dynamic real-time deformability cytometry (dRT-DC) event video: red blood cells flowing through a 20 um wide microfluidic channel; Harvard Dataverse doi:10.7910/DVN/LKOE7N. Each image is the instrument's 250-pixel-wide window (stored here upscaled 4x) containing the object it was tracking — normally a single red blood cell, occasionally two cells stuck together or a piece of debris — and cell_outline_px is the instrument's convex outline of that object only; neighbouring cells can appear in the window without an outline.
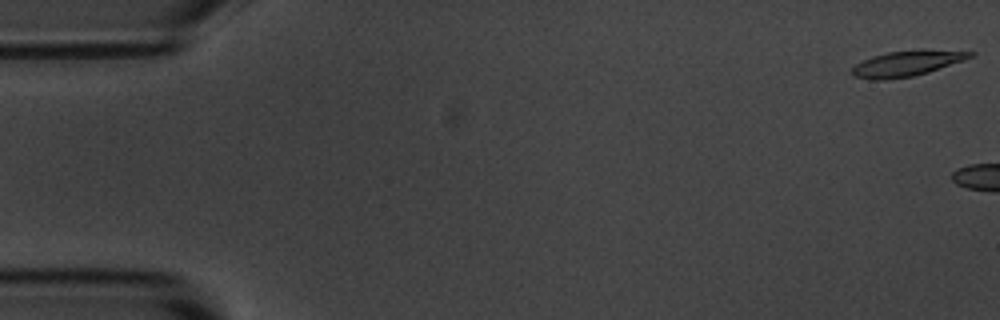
{"species": "common noctule bat (a hibernating species)", "species_latin": "Nyctalus noctula", "temperature_condition": "room temperature", "stored_images_in_passage": 5, "camera_frame_rate_fps": 3000, "um_per_image_px": 0.085, "animal": {"sex": "male", "body_mass_g": 20.1, "forearm_length_mm": 53.5}, "frame": {"image": 1, "passage_image": 1, "time_ms": 0.0, "image_size_px": [1000, 320], "cell_outline_px": [[976, 56], [928, 72], [912, 76], [884, 80], [868, 80], [852, 76], [848, 72], [856, 64], [872, 56], [888, 52], [920, 48], [976, 52]], "centroid_in_image_um": [77.08, 5.38], "position_along_channel_um": 7.9, "area_um2": 18.03}}